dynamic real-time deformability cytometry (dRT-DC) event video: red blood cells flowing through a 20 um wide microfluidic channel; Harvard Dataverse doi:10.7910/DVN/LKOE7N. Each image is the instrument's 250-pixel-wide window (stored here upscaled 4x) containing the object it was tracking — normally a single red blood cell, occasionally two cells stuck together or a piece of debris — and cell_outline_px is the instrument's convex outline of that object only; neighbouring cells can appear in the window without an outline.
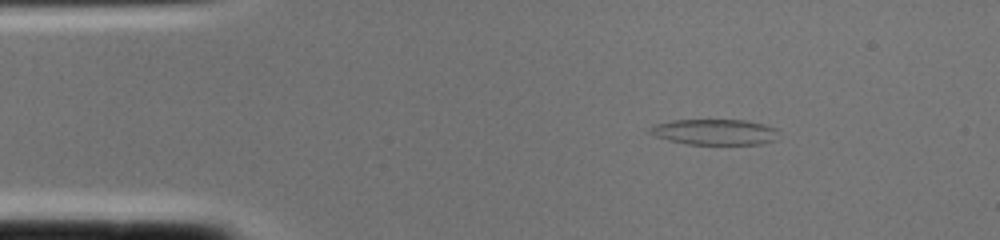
{"species": "common noctule bat (a hibernating species)", "species_latin": "Nyctalus noctula", "temperature_condition": "cold", "stored_images_in_passage": 2, "camera_frame_rate_fps": 3000, "um_per_image_px": 0.085, "animal": {"sex": "female", "body_mass_g": 22.0, "forearm_length_mm": 56.7}, "frame": {"image": 1, "passage_image": 2, "time_ms": 0.333, "image_size_px": [1000, 240], "cell_outline_px": [[776, 140], [760, 144], [688, 144], [668, 140], [656, 136], [648, 132], [648, 128], [656, 124], [672, 120], [744, 120], [764, 124], [776, 128]], "centroid_in_image_um": [60.73, 11.22], "position_along_channel_um": 24.3, "area_um2": 19.19}}